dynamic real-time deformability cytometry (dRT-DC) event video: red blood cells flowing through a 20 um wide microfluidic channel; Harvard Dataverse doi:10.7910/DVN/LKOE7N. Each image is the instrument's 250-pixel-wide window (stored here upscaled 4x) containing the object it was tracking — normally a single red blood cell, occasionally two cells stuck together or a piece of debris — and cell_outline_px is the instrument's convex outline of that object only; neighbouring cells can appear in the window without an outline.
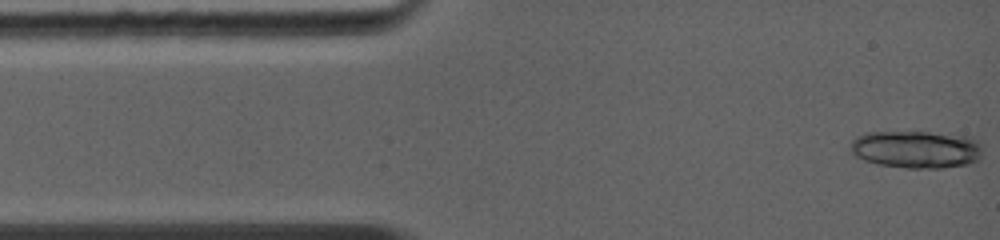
{"species": "common noctule bat (a hibernating species)", "species_latin": "Nyctalus noctula", "temperature_condition": "warm", "stored_images_in_passage": 7, "camera_frame_rate_fps": 5000, "um_per_image_px": 0.085, "animal": {"sex": "female", "body_mass_g": 19.0, "forearm_length_mm": 56.7}, "frame": {"image": 1, "passage_image": 1, "time_ms": 0.0, "image_size_px": [1000, 240], "cell_outline_px": [[980, 156], [976, 160], [968, 164], [940, 168], [908, 168], [880, 164], [864, 160], [856, 156], [852, 152], [852, 140], [856, 136], [864, 132], [928, 132], [972, 136], [980, 144]], "centroid_in_image_um": [77.88, 12.68], "position_along_channel_um": 7.1, "area_um2": 28.78}}